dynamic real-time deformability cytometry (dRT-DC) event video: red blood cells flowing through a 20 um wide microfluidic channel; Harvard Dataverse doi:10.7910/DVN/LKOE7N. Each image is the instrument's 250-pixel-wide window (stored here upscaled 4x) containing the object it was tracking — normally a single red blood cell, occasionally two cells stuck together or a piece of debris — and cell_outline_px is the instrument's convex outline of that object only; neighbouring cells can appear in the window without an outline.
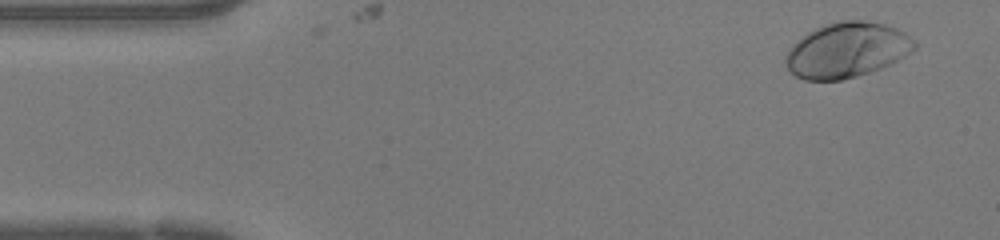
{"species": "human", "species_latin": "Homo sapiens", "temperature_condition": "warm", "stored_images_in_passage": 47, "camera_frame_rate_fps": 3000, "um_per_image_px": 0.085, "donor": {"sex": "female"}, "frame": {"image": 1, "passage_image": 3, "time_ms": 0.667, "image_size_px": [1000, 240], "cell_outline_px": [[916, 48], [904, 56], [880, 68], [856, 76], [840, 80], [804, 80], [796, 76], [784, 64], [784, 60], [792, 44], [808, 32], [816, 28], [840, 20], [864, 20], [884, 24], [896, 28], [904, 32], [916, 40]], "centroid_in_image_um": [71.98, 4.25], "position_along_channel_um": 13.0, "area_um2": 41.1}}
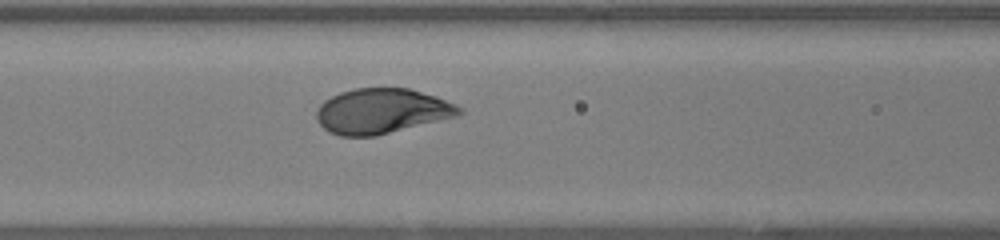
{"frame": {"image": 2, "passage_image": 19, "time_ms": 6.0, "image_size_px": [1000, 240], "cell_outline_px": [[464, 112], [456, 116], [376, 136], [340, 136], [328, 132], [320, 124], [316, 116], [316, 112], [320, 104], [324, 100], [340, 92], [356, 88], [408, 88], [436, 96], [456, 104], [464, 108]], "centroid_in_image_um": [32.45, 9.44], "position_along_channel_um": 134.2, "area_um2": 37.45}}
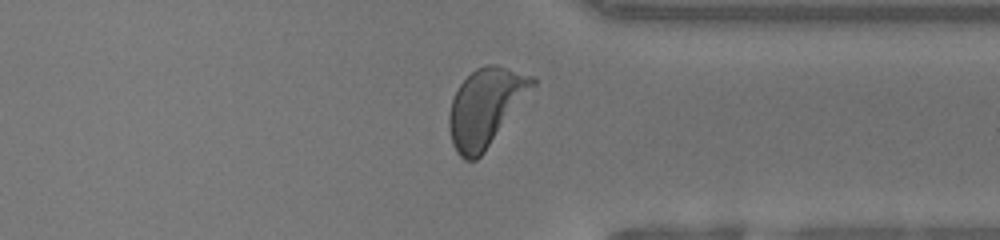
{"frame": {"image": 3, "passage_image": 36, "time_ms": 11.667, "image_size_px": [1000, 240], "cell_outline_px": [[536, 84], [484, 152], [476, 160], [464, 160], [456, 152], [452, 144], [448, 128], [448, 116], [452, 100], [460, 84], [476, 68], [488, 64], [496, 64], [532, 76], [536, 80]], "centroid_in_image_um": [41.25, 9.12], "position_along_channel_um": 370.2, "area_um2": 37.34}, "authors_computed_cell_mechanics": {"area_um2": 38.4948, "velocity_mm_per_s": 4.2211, "shape_relaxation_time_tau1_ms": 2.011, "shape_relaxation_time_tau2_ms": null, "deformation_change_tau1": 0.153, "deformation_change_tau2": null}}